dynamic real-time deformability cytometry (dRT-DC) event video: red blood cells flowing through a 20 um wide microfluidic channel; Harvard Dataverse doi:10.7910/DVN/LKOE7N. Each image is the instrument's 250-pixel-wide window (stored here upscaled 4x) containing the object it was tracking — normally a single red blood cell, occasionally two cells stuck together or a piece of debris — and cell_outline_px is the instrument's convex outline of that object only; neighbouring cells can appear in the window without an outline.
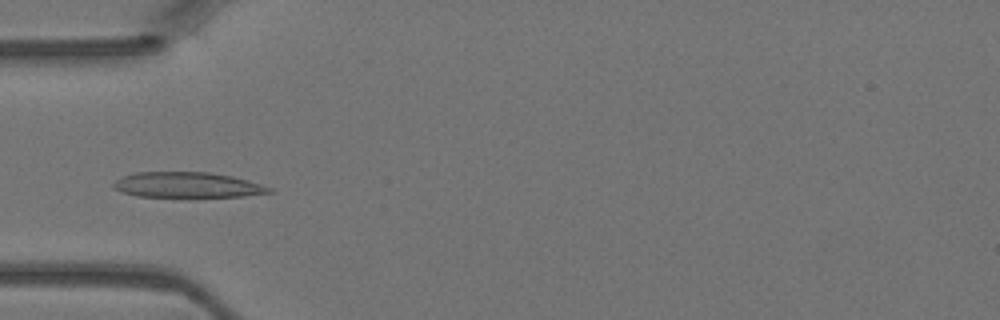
{"species": "Egyptian fruit bat (a non-hibernating species)", "species_latin": "Rousettus aegyptiacus", "temperature_condition": "warm", "stored_images_in_passage": 44, "camera_frame_rate_fps": 3000, "um_per_image_px": 0.085, "animal": {"sex": "female"}, "frame": {"image": 1, "passage_image": 13, "time_ms": 4.0, "image_size_px": [1000, 320], "cell_outline_px": [[276, 192], [244, 196], [136, 196], [120, 192], [112, 188], [112, 184], [116, 180], [124, 176], [136, 172], [208, 172], [232, 176], [248, 180], [272, 188]], "centroid_in_image_um": [15.92, 15.71], "position_along_channel_um": 69.1, "area_um2": 22.95}}
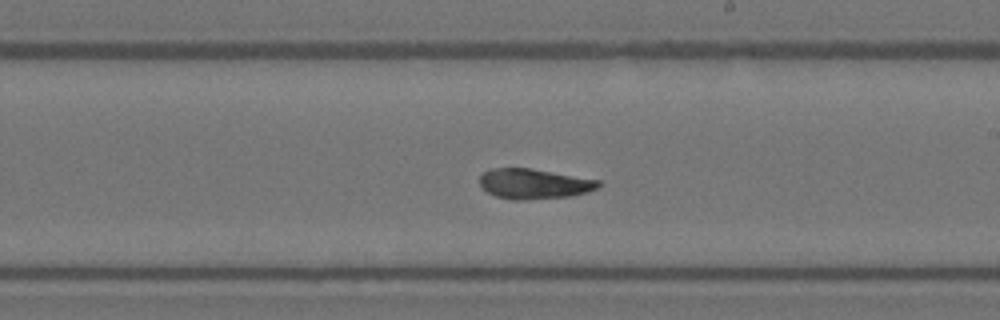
{"frame": {"image": 2, "passage_image": 25, "time_ms": 8.0, "image_size_px": [1000, 320], "cell_outline_px": [[600, 184], [596, 188], [572, 196], [524, 200], [512, 200], [496, 196], [488, 192], [480, 184], [480, 176], [484, 172], [492, 168], [532, 168], [600, 180]], "centroid_in_image_um": [45.38, 15.62], "position_along_channel_um": 243.6, "area_um2": 20.75}}
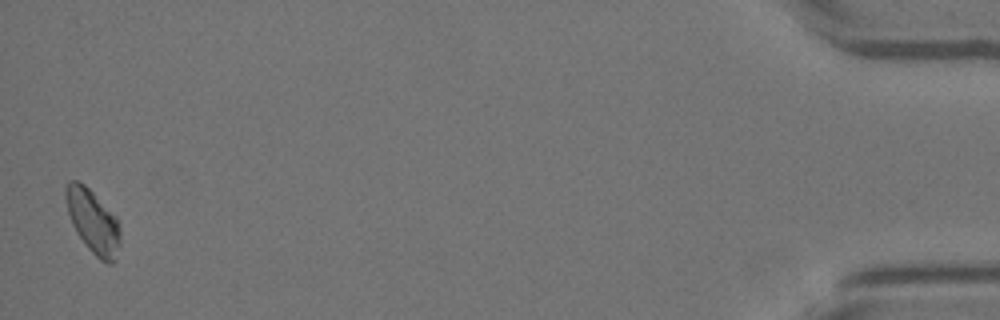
{"frame": {"image": 3, "passage_image": 44, "time_ms": 14.333, "image_size_px": [1000, 320], "cell_outline_px": [[120, 244], [116, 260], [112, 264], [108, 264], [100, 260], [84, 244], [76, 232], [72, 224], [68, 212], [64, 196], [64, 188], [72, 180], [76, 180], [84, 184], [116, 216], [120, 228]], "centroid_in_image_um": [7.91, 18.85], "position_along_channel_um": 427.3, "area_um2": 20.29}}